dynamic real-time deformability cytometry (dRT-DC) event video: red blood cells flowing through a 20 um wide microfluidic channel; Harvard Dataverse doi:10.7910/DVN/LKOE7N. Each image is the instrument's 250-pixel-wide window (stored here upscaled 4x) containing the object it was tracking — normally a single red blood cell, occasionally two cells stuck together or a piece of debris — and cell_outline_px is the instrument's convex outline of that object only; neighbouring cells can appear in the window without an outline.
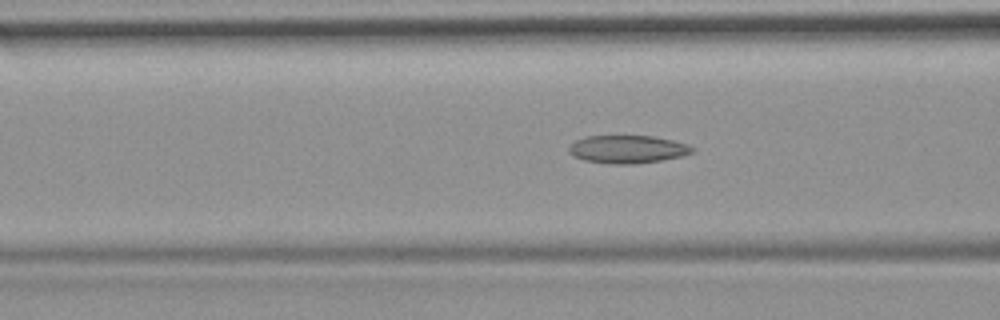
{"species": "common noctule bat (a hibernating species)", "species_latin": "Nyctalus noctula", "temperature_condition": "room temperature", "stored_images_in_passage": 21, "camera_frame_rate_fps": 3000, "um_per_image_px": 0.085, "animal": {"sex": "female", "body_mass_g": 19.9}, "frame": {"image": 1, "passage_image": 5, "time_ms": 1.333, "image_size_px": [1000, 320], "cell_outline_px": [[696, 152], [680, 156], [660, 160], [632, 164], [612, 164], [584, 160], [572, 156], [568, 152], [568, 148], [576, 140], [588, 136], [652, 136], [672, 140], [688, 144], [696, 148]], "centroid_in_image_um": [53.36, 12.69], "position_along_channel_um": 113.2, "area_um2": 20.06}}
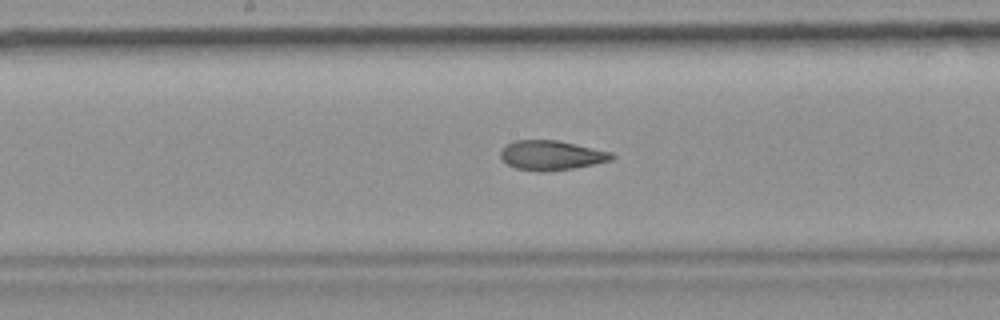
{"frame": {"image": 2, "passage_image": 12, "time_ms": 3.667, "image_size_px": [1000, 320], "cell_outline_px": [[616, 156], [612, 160], [576, 168], [544, 172], [536, 172], [516, 168], [508, 164], [500, 156], [500, 152], [508, 144], [516, 140], [556, 140], [612, 152]], "centroid_in_image_um": [46.89, 13.21], "position_along_channel_um": 201.3, "area_um2": 19.13}}
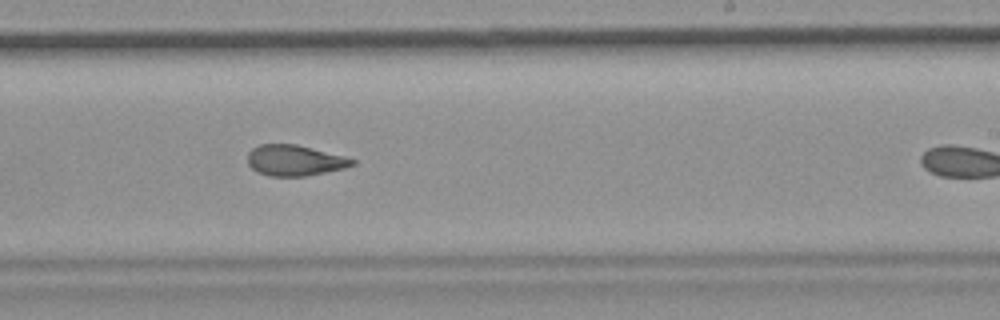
{"frame": {"image": 3, "passage_image": 17, "time_ms": 5.333, "image_size_px": [1000, 320], "cell_outline_px": [[356, 164], [344, 168], [304, 176], [268, 176], [256, 172], [248, 164], [248, 152], [252, 148], [260, 144], [296, 144], [344, 156], [356, 160]], "centroid_in_image_um": [25.02, 13.63], "position_along_channel_um": 264.0, "area_um2": 18.73}}